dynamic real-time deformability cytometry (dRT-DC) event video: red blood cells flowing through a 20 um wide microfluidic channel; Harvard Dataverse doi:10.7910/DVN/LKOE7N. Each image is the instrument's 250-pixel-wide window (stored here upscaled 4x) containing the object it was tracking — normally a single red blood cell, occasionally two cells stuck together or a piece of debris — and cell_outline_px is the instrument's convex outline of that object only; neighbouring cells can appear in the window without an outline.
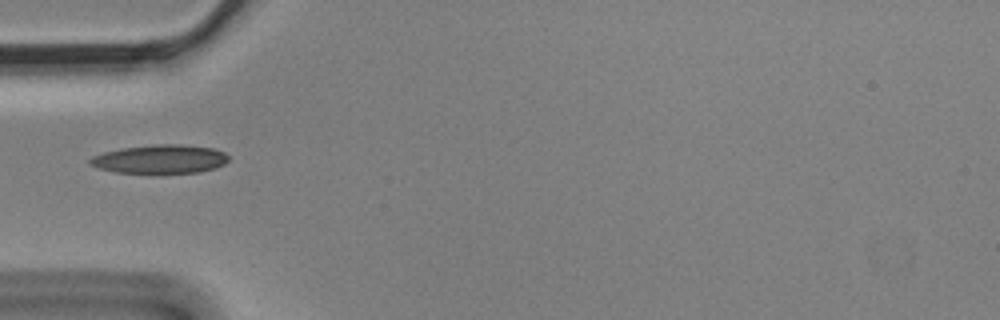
{"species": "Egyptian fruit bat (a non-hibernating species)", "species_latin": "Rousettus aegyptiacus", "temperature_condition": "cold", "stored_images_in_passage": 6, "camera_frame_rate_fps": 3000, "um_per_image_px": 0.085, "animal": {"sex": "male"}, "frame": {"image": 1, "passage_image": 6, "time_ms": 1.667, "image_size_px": [1000, 320], "cell_outline_px": [[228, 160], [224, 164], [216, 168], [200, 172], [160, 176], [156, 176], [116, 172], [96, 168], [88, 164], [88, 160], [92, 156], [104, 152], [120, 148], [152, 144], [180, 144], [212, 148], [224, 152], [228, 156]], "centroid_in_image_um": [13.57, 13.57], "position_along_channel_um": 71.4, "area_um2": 24.39}}